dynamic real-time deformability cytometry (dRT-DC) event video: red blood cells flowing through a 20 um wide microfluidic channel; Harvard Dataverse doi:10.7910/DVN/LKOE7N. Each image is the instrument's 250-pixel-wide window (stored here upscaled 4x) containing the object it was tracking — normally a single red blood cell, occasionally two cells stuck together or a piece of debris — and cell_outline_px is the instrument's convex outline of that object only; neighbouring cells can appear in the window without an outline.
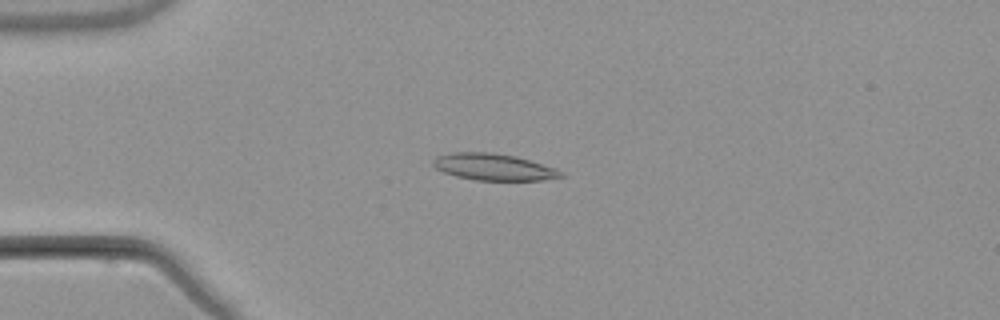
{"species": "common noctule bat (a hibernating species)", "species_latin": "Nyctalus noctula", "temperature_condition": "warm", "stored_images_in_passage": 5, "camera_frame_rate_fps": 3000, "um_per_image_px": 0.085, "animal": {"sex": "male", "body_mass_g": 21.5, "forearm_length_mm": 52.0}, "frame": {"image": 1, "passage_image": 4, "time_ms": 4.0, "image_size_px": [1000, 320], "cell_outline_px": [[564, 176], [540, 180], [476, 180], [456, 176], [444, 172], [436, 168], [432, 164], [432, 160], [436, 156], [452, 152], [492, 152], [516, 156], [556, 168], [564, 172]], "centroid_in_image_um": [41.94, 14.18], "position_along_channel_um": 43.1, "area_um2": 19.88}}